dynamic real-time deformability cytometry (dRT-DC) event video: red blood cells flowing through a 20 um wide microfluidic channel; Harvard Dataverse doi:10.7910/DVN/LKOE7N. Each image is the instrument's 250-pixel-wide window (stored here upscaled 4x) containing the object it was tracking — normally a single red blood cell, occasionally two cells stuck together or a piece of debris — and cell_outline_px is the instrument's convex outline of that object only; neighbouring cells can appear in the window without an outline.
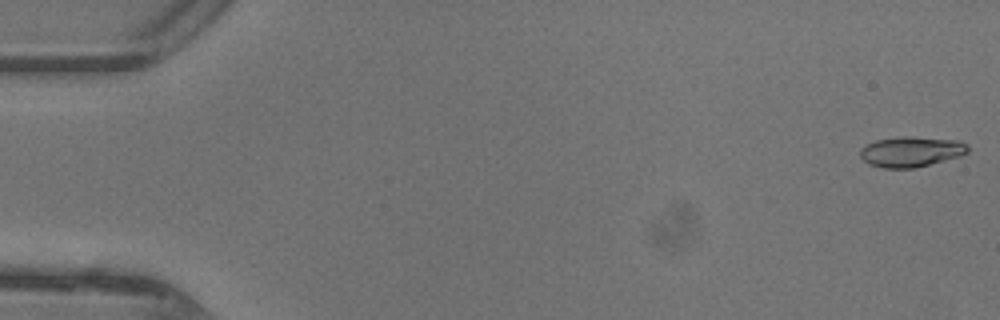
{"species": "common noctule bat (a hibernating species)", "species_latin": "Nyctalus noctula", "temperature_condition": "warm", "stored_images_in_passage": 47, "camera_frame_rate_fps": 3000, "um_per_image_px": 0.085, "animal": {"sex": "female"}, "frame": {"image": 1, "passage_image": 1, "time_ms": 0.0, "image_size_px": [1000, 320], "cell_outline_px": [[968, 152], [960, 156], [912, 168], [884, 168], [868, 164], [860, 156], [860, 148], [876, 140], [904, 136], [908, 136], [956, 140], [968, 144]], "centroid_in_image_um": [77.43, 12.89], "position_along_channel_um": 7.6, "area_um2": 18.84}}
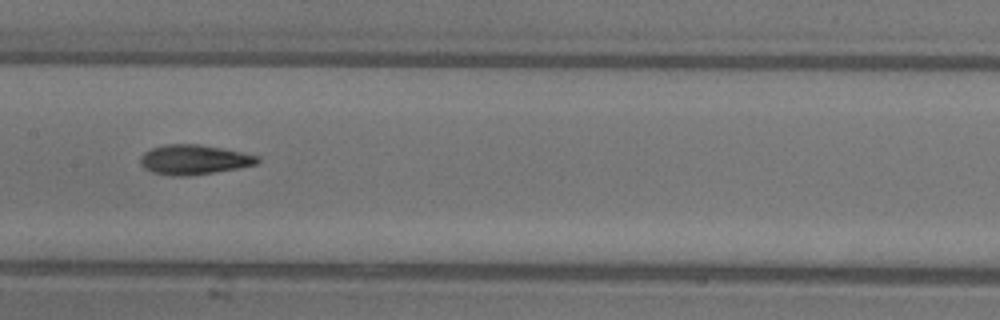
{"frame": {"image": 2, "passage_image": 24, "time_ms": 7.667, "image_size_px": [1000, 320], "cell_outline_px": [[260, 160], [256, 164], [240, 168], [188, 176], [172, 176], [152, 172], [144, 168], [140, 164], [140, 156], [144, 152], [152, 148], [168, 144], [200, 144], [260, 156]], "centroid_in_image_um": [16.47, 13.58], "position_along_channel_um": 190.9, "area_um2": 20.29}}
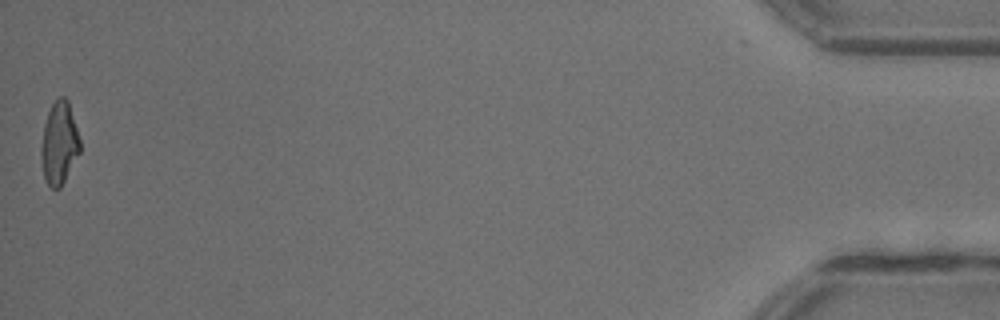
{"frame": {"image": 3, "passage_image": 47, "time_ms": 15.333, "image_size_px": [1000, 320], "cell_outline_px": [[80, 152], [60, 188], [52, 188], [44, 180], [40, 156], [40, 148], [44, 124], [48, 112], [52, 104], [60, 96], [64, 96], [68, 100], [80, 140]], "centroid_in_image_um": [5.01, 12.18], "position_along_channel_um": 430.2, "area_um2": 18.67}, "authors_computed_cell_mechanics": {"area_um2": 19.1318, "velocity_mm_per_s": 4.4325, "shape_relaxation_time_tau1_ms": 4.6313, "shape_relaxation_time_tau2_ms": 2.709, "deformation_change_tau1": 0.1809, "deformation_change_tau2": 0.1088}}